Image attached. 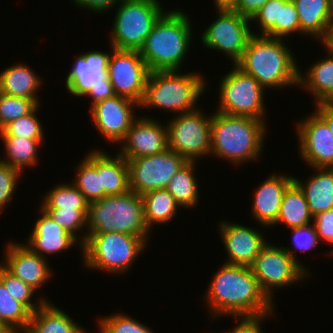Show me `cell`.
I'll return each mask as SVG.
<instances>
[{"label":"cell","instance_id":"6da1fadb","mask_svg":"<svg viewBox=\"0 0 333 333\" xmlns=\"http://www.w3.org/2000/svg\"><path fill=\"white\" fill-rule=\"evenodd\" d=\"M212 277L203 297L211 318L259 316L274 310L251 267L223 263Z\"/></svg>","mask_w":333,"mask_h":333},{"label":"cell","instance_id":"7a4b0ae2","mask_svg":"<svg viewBox=\"0 0 333 333\" xmlns=\"http://www.w3.org/2000/svg\"><path fill=\"white\" fill-rule=\"evenodd\" d=\"M284 39L253 35L235 64L265 90L298 87L299 67Z\"/></svg>","mask_w":333,"mask_h":333},{"label":"cell","instance_id":"3957f363","mask_svg":"<svg viewBox=\"0 0 333 333\" xmlns=\"http://www.w3.org/2000/svg\"><path fill=\"white\" fill-rule=\"evenodd\" d=\"M266 123L250 117L212 113L210 155L234 166L258 161L267 138Z\"/></svg>","mask_w":333,"mask_h":333},{"label":"cell","instance_id":"277c9868","mask_svg":"<svg viewBox=\"0 0 333 333\" xmlns=\"http://www.w3.org/2000/svg\"><path fill=\"white\" fill-rule=\"evenodd\" d=\"M181 9L165 11L154 24L139 53L150 72L180 70L190 49L191 19Z\"/></svg>","mask_w":333,"mask_h":333},{"label":"cell","instance_id":"5b68a950","mask_svg":"<svg viewBox=\"0 0 333 333\" xmlns=\"http://www.w3.org/2000/svg\"><path fill=\"white\" fill-rule=\"evenodd\" d=\"M200 73H181L179 70L150 72L141 108H157L174 115L198 109L197 100L207 88V80Z\"/></svg>","mask_w":333,"mask_h":333},{"label":"cell","instance_id":"8992f818","mask_svg":"<svg viewBox=\"0 0 333 333\" xmlns=\"http://www.w3.org/2000/svg\"><path fill=\"white\" fill-rule=\"evenodd\" d=\"M108 232L140 236L149 242L151 232L144 222L143 200L139 194L129 191L89 203L87 230L82 233L84 243L87 236Z\"/></svg>","mask_w":333,"mask_h":333},{"label":"cell","instance_id":"52a82bcc","mask_svg":"<svg viewBox=\"0 0 333 333\" xmlns=\"http://www.w3.org/2000/svg\"><path fill=\"white\" fill-rule=\"evenodd\" d=\"M148 242L120 232L94 233L82 245V263L86 269L109 274H124L144 252Z\"/></svg>","mask_w":333,"mask_h":333},{"label":"cell","instance_id":"ba28073f","mask_svg":"<svg viewBox=\"0 0 333 333\" xmlns=\"http://www.w3.org/2000/svg\"><path fill=\"white\" fill-rule=\"evenodd\" d=\"M112 21L110 44L118 50H140L165 12L159 0H120Z\"/></svg>","mask_w":333,"mask_h":333},{"label":"cell","instance_id":"9c48e42d","mask_svg":"<svg viewBox=\"0 0 333 333\" xmlns=\"http://www.w3.org/2000/svg\"><path fill=\"white\" fill-rule=\"evenodd\" d=\"M219 100L215 111L266 121L265 89L251 75L236 65L221 77Z\"/></svg>","mask_w":333,"mask_h":333},{"label":"cell","instance_id":"30bf717a","mask_svg":"<svg viewBox=\"0 0 333 333\" xmlns=\"http://www.w3.org/2000/svg\"><path fill=\"white\" fill-rule=\"evenodd\" d=\"M110 54L102 50H90L77 55L65 79L67 92L78 98L90 97L91 106L115 96L107 76Z\"/></svg>","mask_w":333,"mask_h":333},{"label":"cell","instance_id":"8fae6325","mask_svg":"<svg viewBox=\"0 0 333 333\" xmlns=\"http://www.w3.org/2000/svg\"><path fill=\"white\" fill-rule=\"evenodd\" d=\"M211 120L212 113L207 115L199 108L174 115L166 122L168 148L188 161L204 159L211 151Z\"/></svg>","mask_w":333,"mask_h":333},{"label":"cell","instance_id":"7c38bea8","mask_svg":"<svg viewBox=\"0 0 333 333\" xmlns=\"http://www.w3.org/2000/svg\"><path fill=\"white\" fill-rule=\"evenodd\" d=\"M268 243L250 266L263 293L273 303L274 290L301 284L305 278L311 277L295 262L283 246Z\"/></svg>","mask_w":333,"mask_h":333},{"label":"cell","instance_id":"4fadbf2b","mask_svg":"<svg viewBox=\"0 0 333 333\" xmlns=\"http://www.w3.org/2000/svg\"><path fill=\"white\" fill-rule=\"evenodd\" d=\"M217 18L200 35L207 49L228 55L235 65L253 36L251 21L230 9H216Z\"/></svg>","mask_w":333,"mask_h":333},{"label":"cell","instance_id":"5bb4252c","mask_svg":"<svg viewBox=\"0 0 333 333\" xmlns=\"http://www.w3.org/2000/svg\"><path fill=\"white\" fill-rule=\"evenodd\" d=\"M126 160L130 191L140 196L149 191L166 188L171 178L188 162L169 148L155 155Z\"/></svg>","mask_w":333,"mask_h":333},{"label":"cell","instance_id":"9a60e30c","mask_svg":"<svg viewBox=\"0 0 333 333\" xmlns=\"http://www.w3.org/2000/svg\"><path fill=\"white\" fill-rule=\"evenodd\" d=\"M107 76L116 95L141 104L150 70L138 50H118L112 45Z\"/></svg>","mask_w":333,"mask_h":333},{"label":"cell","instance_id":"2e32d148","mask_svg":"<svg viewBox=\"0 0 333 333\" xmlns=\"http://www.w3.org/2000/svg\"><path fill=\"white\" fill-rule=\"evenodd\" d=\"M296 123L299 156L307 166L333 168V134L314 111Z\"/></svg>","mask_w":333,"mask_h":333},{"label":"cell","instance_id":"e0dca14e","mask_svg":"<svg viewBox=\"0 0 333 333\" xmlns=\"http://www.w3.org/2000/svg\"><path fill=\"white\" fill-rule=\"evenodd\" d=\"M137 107L140 108V104L135 101L115 95L96 102L89 109L91 119L102 137L118 145L138 118L134 110Z\"/></svg>","mask_w":333,"mask_h":333},{"label":"cell","instance_id":"ac0fdd59","mask_svg":"<svg viewBox=\"0 0 333 333\" xmlns=\"http://www.w3.org/2000/svg\"><path fill=\"white\" fill-rule=\"evenodd\" d=\"M161 123L151 116H138L119 144V154L125 159H135L165 151L168 148V130L167 124Z\"/></svg>","mask_w":333,"mask_h":333},{"label":"cell","instance_id":"d6986e66","mask_svg":"<svg viewBox=\"0 0 333 333\" xmlns=\"http://www.w3.org/2000/svg\"><path fill=\"white\" fill-rule=\"evenodd\" d=\"M218 234L228 254L226 264L250 267L262 248L268 243L265 235L256 228L221 220Z\"/></svg>","mask_w":333,"mask_h":333},{"label":"cell","instance_id":"ffe728a7","mask_svg":"<svg viewBox=\"0 0 333 333\" xmlns=\"http://www.w3.org/2000/svg\"><path fill=\"white\" fill-rule=\"evenodd\" d=\"M4 262L0 264L13 276L38 291L54 274L48 259L33 252L24 243L8 242ZM41 287V288H40Z\"/></svg>","mask_w":333,"mask_h":333},{"label":"cell","instance_id":"44dd1931","mask_svg":"<svg viewBox=\"0 0 333 333\" xmlns=\"http://www.w3.org/2000/svg\"><path fill=\"white\" fill-rule=\"evenodd\" d=\"M39 212L41 216L36 218L25 245L44 258H47V255L53 256L62 251L66 252L76 244L79 245L82 253V245L74 236L56 223L43 208L40 207Z\"/></svg>","mask_w":333,"mask_h":333},{"label":"cell","instance_id":"7402d4cb","mask_svg":"<svg viewBox=\"0 0 333 333\" xmlns=\"http://www.w3.org/2000/svg\"><path fill=\"white\" fill-rule=\"evenodd\" d=\"M293 181V176L276 172L265 178L254 190L251 219H255L260 227L270 229L278 218L283 194Z\"/></svg>","mask_w":333,"mask_h":333},{"label":"cell","instance_id":"603a6c76","mask_svg":"<svg viewBox=\"0 0 333 333\" xmlns=\"http://www.w3.org/2000/svg\"><path fill=\"white\" fill-rule=\"evenodd\" d=\"M315 173L302 181L294 176V182L302 190L311 215L333 209V168L314 167Z\"/></svg>","mask_w":333,"mask_h":333},{"label":"cell","instance_id":"cb8c5ba5","mask_svg":"<svg viewBox=\"0 0 333 333\" xmlns=\"http://www.w3.org/2000/svg\"><path fill=\"white\" fill-rule=\"evenodd\" d=\"M327 55L316 60L305 72L299 68V84L313 95L314 103H333V53L326 49Z\"/></svg>","mask_w":333,"mask_h":333},{"label":"cell","instance_id":"d4e9b609","mask_svg":"<svg viewBox=\"0 0 333 333\" xmlns=\"http://www.w3.org/2000/svg\"><path fill=\"white\" fill-rule=\"evenodd\" d=\"M299 16L301 35L323 42L331 26V0H292Z\"/></svg>","mask_w":333,"mask_h":333},{"label":"cell","instance_id":"484cf974","mask_svg":"<svg viewBox=\"0 0 333 333\" xmlns=\"http://www.w3.org/2000/svg\"><path fill=\"white\" fill-rule=\"evenodd\" d=\"M69 314L46 301L31 313L30 323L24 333H89Z\"/></svg>","mask_w":333,"mask_h":333},{"label":"cell","instance_id":"4316f807","mask_svg":"<svg viewBox=\"0 0 333 333\" xmlns=\"http://www.w3.org/2000/svg\"><path fill=\"white\" fill-rule=\"evenodd\" d=\"M30 66L19 62L0 72V92L26 99H40L38 91L43 79Z\"/></svg>","mask_w":333,"mask_h":333},{"label":"cell","instance_id":"83f0119b","mask_svg":"<svg viewBox=\"0 0 333 333\" xmlns=\"http://www.w3.org/2000/svg\"><path fill=\"white\" fill-rule=\"evenodd\" d=\"M98 149V175L105 196L123 195L130 191L127 160L119 152L112 156Z\"/></svg>","mask_w":333,"mask_h":333},{"label":"cell","instance_id":"f1b7e54d","mask_svg":"<svg viewBox=\"0 0 333 333\" xmlns=\"http://www.w3.org/2000/svg\"><path fill=\"white\" fill-rule=\"evenodd\" d=\"M313 222L308 202L300 189L293 181L285 190L276 222L271 226L283 224L287 228H298Z\"/></svg>","mask_w":333,"mask_h":333},{"label":"cell","instance_id":"f546056e","mask_svg":"<svg viewBox=\"0 0 333 333\" xmlns=\"http://www.w3.org/2000/svg\"><path fill=\"white\" fill-rule=\"evenodd\" d=\"M143 200L144 222L151 232L154 224H168L180 210L173 195L166 189L149 191L141 196ZM152 228V229H151Z\"/></svg>","mask_w":333,"mask_h":333},{"label":"cell","instance_id":"4dcf8cb0","mask_svg":"<svg viewBox=\"0 0 333 333\" xmlns=\"http://www.w3.org/2000/svg\"><path fill=\"white\" fill-rule=\"evenodd\" d=\"M3 141L4 156L0 161L7 163L20 170L22 173L25 172V168H34L38 163V152L40 146L45 140H34L21 137H0ZM36 164V165H35Z\"/></svg>","mask_w":333,"mask_h":333},{"label":"cell","instance_id":"1f68e13d","mask_svg":"<svg viewBox=\"0 0 333 333\" xmlns=\"http://www.w3.org/2000/svg\"><path fill=\"white\" fill-rule=\"evenodd\" d=\"M76 166L73 185L84 195L90 203L104 197V188L101 187L100 175H98V149L95 147L86 153ZM76 177V178H75Z\"/></svg>","mask_w":333,"mask_h":333},{"label":"cell","instance_id":"d6a6232c","mask_svg":"<svg viewBox=\"0 0 333 333\" xmlns=\"http://www.w3.org/2000/svg\"><path fill=\"white\" fill-rule=\"evenodd\" d=\"M196 161H188L170 180L166 189L173 195L182 208L194 209L200 201L198 180H196ZM191 207V208H190Z\"/></svg>","mask_w":333,"mask_h":333},{"label":"cell","instance_id":"836d02e7","mask_svg":"<svg viewBox=\"0 0 333 333\" xmlns=\"http://www.w3.org/2000/svg\"><path fill=\"white\" fill-rule=\"evenodd\" d=\"M30 319L31 312L0 281V322L10 333H24Z\"/></svg>","mask_w":333,"mask_h":333},{"label":"cell","instance_id":"e575fe53","mask_svg":"<svg viewBox=\"0 0 333 333\" xmlns=\"http://www.w3.org/2000/svg\"><path fill=\"white\" fill-rule=\"evenodd\" d=\"M41 208H62L63 210L88 209L89 202L84 195L70 183H60L43 196Z\"/></svg>","mask_w":333,"mask_h":333},{"label":"cell","instance_id":"d590c367","mask_svg":"<svg viewBox=\"0 0 333 333\" xmlns=\"http://www.w3.org/2000/svg\"><path fill=\"white\" fill-rule=\"evenodd\" d=\"M39 104L30 114L10 122L0 131V137H21L44 140V128L37 116L41 109ZM40 108V109H39Z\"/></svg>","mask_w":333,"mask_h":333},{"label":"cell","instance_id":"8d00e7d4","mask_svg":"<svg viewBox=\"0 0 333 333\" xmlns=\"http://www.w3.org/2000/svg\"><path fill=\"white\" fill-rule=\"evenodd\" d=\"M0 281L4 284L7 290L11 293V296L17 301L21 302L31 313L41 307L46 301H50L47 298L40 296L37 302H33L34 294L37 292L28 284L24 283L21 279L13 276L0 264Z\"/></svg>","mask_w":333,"mask_h":333},{"label":"cell","instance_id":"74e56055","mask_svg":"<svg viewBox=\"0 0 333 333\" xmlns=\"http://www.w3.org/2000/svg\"><path fill=\"white\" fill-rule=\"evenodd\" d=\"M53 220L74 236L81 245L84 244L82 232L87 230L88 209L63 210L62 208H43Z\"/></svg>","mask_w":333,"mask_h":333},{"label":"cell","instance_id":"f35d334b","mask_svg":"<svg viewBox=\"0 0 333 333\" xmlns=\"http://www.w3.org/2000/svg\"><path fill=\"white\" fill-rule=\"evenodd\" d=\"M112 314L99 318L97 333H155L149 326L124 312Z\"/></svg>","mask_w":333,"mask_h":333},{"label":"cell","instance_id":"ab89813d","mask_svg":"<svg viewBox=\"0 0 333 333\" xmlns=\"http://www.w3.org/2000/svg\"><path fill=\"white\" fill-rule=\"evenodd\" d=\"M39 104V99L13 97L0 92V131L10 122L30 114Z\"/></svg>","mask_w":333,"mask_h":333},{"label":"cell","instance_id":"60d3db41","mask_svg":"<svg viewBox=\"0 0 333 333\" xmlns=\"http://www.w3.org/2000/svg\"><path fill=\"white\" fill-rule=\"evenodd\" d=\"M289 0H268L250 20L258 25L259 32H252L253 35L276 38V23H280L281 5ZM256 32V33H255Z\"/></svg>","mask_w":333,"mask_h":333},{"label":"cell","instance_id":"b9f144b4","mask_svg":"<svg viewBox=\"0 0 333 333\" xmlns=\"http://www.w3.org/2000/svg\"><path fill=\"white\" fill-rule=\"evenodd\" d=\"M291 243L289 244L291 246H283V248L289 253V255L292 257V259L297 262L310 276V270L306 268L305 265L301 263V261L296 258L295 253L297 251L301 252H307L314 250L318 244H320L319 236L317 235L315 226L313 223L306 225V226H300L298 228H291Z\"/></svg>","mask_w":333,"mask_h":333},{"label":"cell","instance_id":"7bdbcfd3","mask_svg":"<svg viewBox=\"0 0 333 333\" xmlns=\"http://www.w3.org/2000/svg\"><path fill=\"white\" fill-rule=\"evenodd\" d=\"M22 172L12 166L0 161V211L3 212L6 206L13 202L17 183ZM0 212V213H1Z\"/></svg>","mask_w":333,"mask_h":333},{"label":"cell","instance_id":"ee69618b","mask_svg":"<svg viewBox=\"0 0 333 333\" xmlns=\"http://www.w3.org/2000/svg\"><path fill=\"white\" fill-rule=\"evenodd\" d=\"M294 33L301 35V28L295 3L289 0L285 5H281L280 23H276V38L288 42L287 38Z\"/></svg>","mask_w":333,"mask_h":333},{"label":"cell","instance_id":"f6af8a7d","mask_svg":"<svg viewBox=\"0 0 333 333\" xmlns=\"http://www.w3.org/2000/svg\"><path fill=\"white\" fill-rule=\"evenodd\" d=\"M274 310L272 312L259 315V316H242V317H234L233 319L239 321L236 323V326L227 332L223 331V333H263L262 323L265 319L275 318ZM274 315V316H273ZM239 319V320H238ZM216 333V332H215ZM218 333V332H217Z\"/></svg>","mask_w":333,"mask_h":333},{"label":"cell","instance_id":"bcb514c9","mask_svg":"<svg viewBox=\"0 0 333 333\" xmlns=\"http://www.w3.org/2000/svg\"><path fill=\"white\" fill-rule=\"evenodd\" d=\"M313 223L320 241L333 246V209L318 213L313 217ZM328 254H333V248Z\"/></svg>","mask_w":333,"mask_h":333},{"label":"cell","instance_id":"7dc6e473","mask_svg":"<svg viewBox=\"0 0 333 333\" xmlns=\"http://www.w3.org/2000/svg\"><path fill=\"white\" fill-rule=\"evenodd\" d=\"M120 0H71L73 2V5H76L78 8L81 9H88L90 11H93L98 14L104 13L111 10L112 8H115V5Z\"/></svg>","mask_w":333,"mask_h":333},{"label":"cell","instance_id":"c3c4849f","mask_svg":"<svg viewBox=\"0 0 333 333\" xmlns=\"http://www.w3.org/2000/svg\"><path fill=\"white\" fill-rule=\"evenodd\" d=\"M267 1L268 0H237L236 4L230 10L251 20Z\"/></svg>","mask_w":333,"mask_h":333},{"label":"cell","instance_id":"681fc988","mask_svg":"<svg viewBox=\"0 0 333 333\" xmlns=\"http://www.w3.org/2000/svg\"><path fill=\"white\" fill-rule=\"evenodd\" d=\"M314 110L328 125L333 134V103H318L315 104Z\"/></svg>","mask_w":333,"mask_h":333},{"label":"cell","instance_id":"f907efd6","mask_svg":"<svg viewBox=\"0 0 333 333\" xmlns=\"http://www.w3.org/2000/svg\"><path fill=\"white\" fill-rule=\"evenodd\" d=\"M214 9H231L237 2V0H213Z\"/></svg>","mask_w":333,"mask_h":333},{"label":"cell","instance_id":"816d5d0a","mask_svg":"<svg viewBox=\"0 0 333 333\" xmlns=\"http://www.w3.org/2000/svg\"><path fill=\"white\" fill-rule=\"evenodd\" d=\"M321 44L324 45L325 49L333 53V24L329 28L327 38Z\"/></svg>","mask_w":333,"mask_h":333},{"label":"cell","instance_id":"f5cc1de1","mask_svg":"<svg viewBox=\"0 0 333 333\" xmlns=\"http://www.w3.org/2000/svg\"><path fill=\"white\" fill-rule=\"evenodd\" d=\"M330 5L331 24H333V0H331Z\"/></svg>","mask_w":333,"mask_h":333},{"label":"cell","instance_id":"db71d44e","mask_svg":"<svg viewBox=\"0 0 333 333\" xmlns=\"http://www.w3.org/2000/svg\"><path fill=\"white\" fill-rule=\"evenodd\" d=\"M0 333H10L1 322H0Z\"/></svg>","mask_w":333,"mask_h":333}]
</instances>
